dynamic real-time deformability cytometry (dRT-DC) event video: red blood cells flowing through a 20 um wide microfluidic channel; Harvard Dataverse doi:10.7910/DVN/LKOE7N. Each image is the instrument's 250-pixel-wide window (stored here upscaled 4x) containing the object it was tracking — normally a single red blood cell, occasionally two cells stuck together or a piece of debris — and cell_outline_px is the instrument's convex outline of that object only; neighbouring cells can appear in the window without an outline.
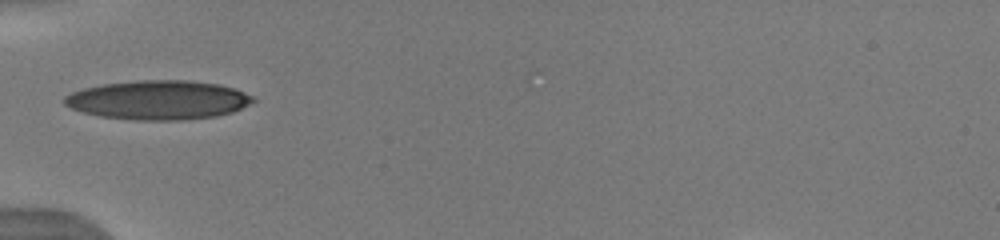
{"species": "human", "species_latin": "Homo sapiens", "temperature_condition": "warm", "stored_images_in_passage": 52, "camera_frame_rate_fps": 3000, "um_per_image_px": 0.085, "donor": {"sex": "male"}, "frame": {"image": 1, "passage_image": 1, "time_ms": 0.0, "image_size_px": [1000, 240], "cell_outline_px": [[256, 100], [232, 112], [216, 116], [180, 120], [136, 120], [100, 116], [84, 112], [72, 108], [64, 104], [60, 100], [64, 96], [72, 92], [84, 88], [104, 84], [136, 80], [188, 80], [220, 84], [236, 88], [256, 96]], "centroid_in_image_um": [13.47, 8.49], "position_along_channel_um": 71.5, "area_um2": 43.18}}
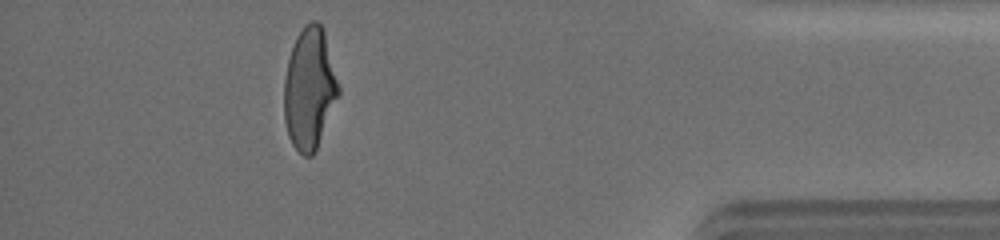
{"frame": {"image": 2, "passage_image": 41, "time_ms": 9.333, "image_size_px": [1000, 240], "cell_outline_px": [[340, 92], [316, 148], [312, 156], [304, 156], [292, 144], [288, 136], [284, 120], [284, 80], [288, 60], [296, 36], [304, 24], [312, 20], [316, 20], [320, 24], [324, 32], [340, 88]], "centroid_in_image_um": [26.29, 7.51], "position_along_channel_um": 408.9, "area_um2": 38.21}, "authors_computed_cell_mechanics": {"area_um2": 39.5641, "velocity_mm_per_s": 4.0239, "shape_relaxation_time_tau1_ms": 6.4425, "shape_relaxation_time_tau2_ms": 1.003, "deformation_change_tau1": 0.2615, "deformation_change_tau2": 0.0742}}